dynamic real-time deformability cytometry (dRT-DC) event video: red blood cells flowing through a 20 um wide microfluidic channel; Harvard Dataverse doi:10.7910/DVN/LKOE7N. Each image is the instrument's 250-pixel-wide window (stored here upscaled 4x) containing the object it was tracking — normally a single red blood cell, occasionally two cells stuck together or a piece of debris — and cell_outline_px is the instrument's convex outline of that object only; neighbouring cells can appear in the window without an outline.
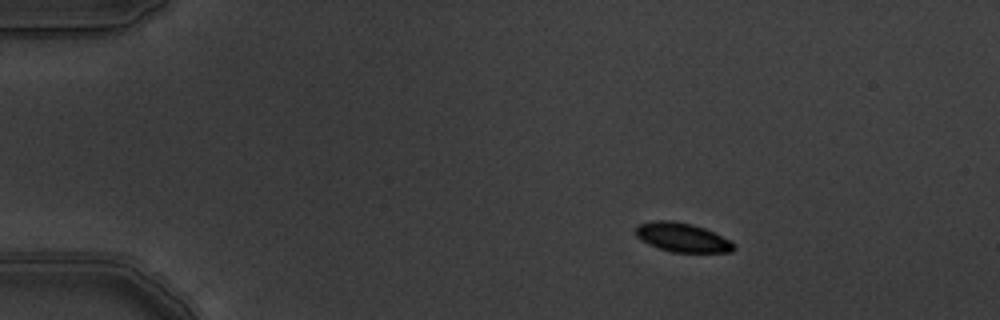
{"species": "common noctule bat (a hibernating species)", "species_latin": "Nyctalus noctula", "temperature_condition": "warm", "stored_images_in_passage": 10, "camera_frame_rate_fps": 3000, "um_per_image_px": 0.085, "animal": {"sex": "male", "body_mass_g": 19.5, "forearm_length_mm": 54.6}, "frame": {"image": 1, "passage_image": 2, "time_ms": 0.333, "image_size_px": [1000, 320], "cell_outline_px": [[736, 248], [732, 252], [672, 252], [648, 244], [640, 240], [636, 236], [636, 224], [652, 220], [672, 220], [692, 224], [704, 228], [736, 244]], "centroid_in_image_um": [57.95, 20.17], "position_along_channel_um": 27.0, "area_um2": 16.65}}
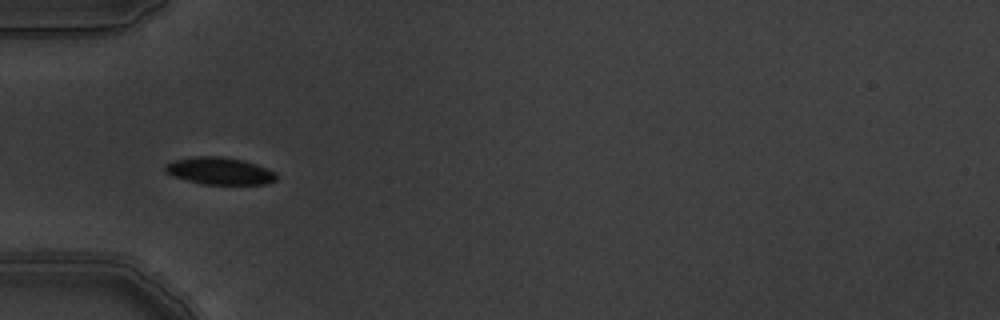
{"frame": {"image": 2, "passage_image": 5, "time_ms": 1.333, "image_size_px": [1000, 320], "cell_outline_px": [[280, 176], [276, 180], [268, 184], [204, 184], [188, 180], [176, 176], [168, 172], [164, 168], [168, 164], [176, 160], [196, 156], [220, 156], [244, 160], [256, 164], [276, 172]], "centroid_in_image_um": [18.78, 14.53], "position_along_channel_um": 66.2, "area_um2": 17.4}}